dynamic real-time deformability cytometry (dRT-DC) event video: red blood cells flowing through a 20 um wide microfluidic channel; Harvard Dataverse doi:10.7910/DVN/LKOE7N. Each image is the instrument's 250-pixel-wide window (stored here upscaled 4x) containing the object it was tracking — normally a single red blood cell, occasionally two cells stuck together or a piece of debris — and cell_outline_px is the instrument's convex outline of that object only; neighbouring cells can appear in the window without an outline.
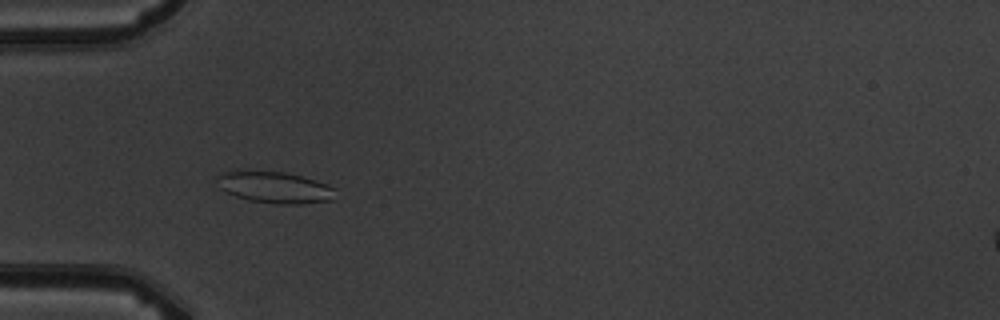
{"species": "common noctule bat (a hibernating species)", "species_latin": "Nyctalus noctula", "temperature_condition": "warm", "stored_images_in_passage": 6, "camera_frame_rate_fps": 3000, "um_per_image_px": 0.085, "animal": {"sex": "male", "body_mass_g": 19.5, "forearm_length_mm": 54.6}, "frame": {"image": 1, "passage_image": 5, "time_ms": 5.333, "image_size_px": [1000, 320], "cell_outline_px": [[336, 188], [332, 200], [304, 204], [276, 204], [248, 200], [224, 192], [220, 188], [216, 176], [224, 172], [236, 168], [284, 172], [300, 176]], "centroid_in_image_um": [23.26, 15.9], "position_along_channel_um": 61.7, "area_um2": 22.14}}
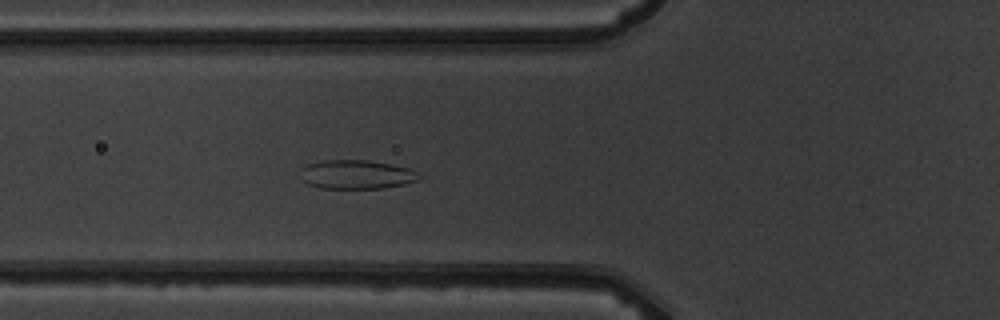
{"frame": {"image": 2, "passage_image": 6, "time_ms": 6.333, "image_size_px": [1000, 320], "cell_outline_px": [[424, 176], [420, 180], [404, 184], [384, 188], [320, 188], [308, 184], [304, 180], [300, 168], [304, 164], [324, 160], [368, 160], [408, 168]], "centroid_in_image_um": [30.31, 14.83], "position_along_channel_um": 95.5, "area_um2": 20.06}}